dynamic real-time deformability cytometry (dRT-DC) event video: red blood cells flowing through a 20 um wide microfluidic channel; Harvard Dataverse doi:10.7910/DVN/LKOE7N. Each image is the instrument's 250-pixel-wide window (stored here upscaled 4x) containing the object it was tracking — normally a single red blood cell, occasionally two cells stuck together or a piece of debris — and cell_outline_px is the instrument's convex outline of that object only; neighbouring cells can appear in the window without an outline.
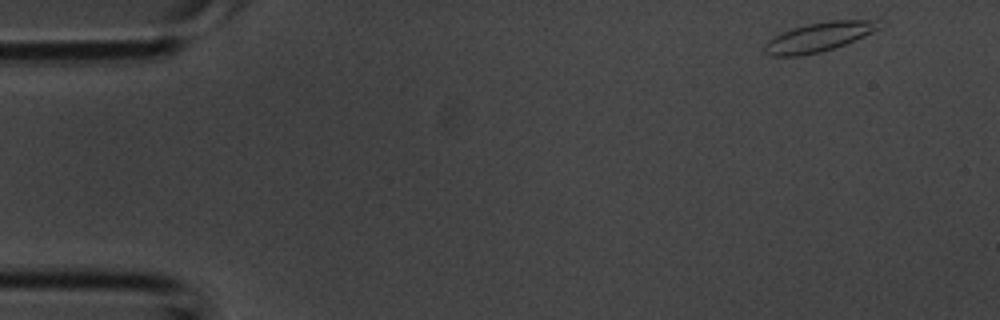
{"species": "common noctule bat (a hibernating species)", "species_latin": "Nyctalus noctula", "temperature_condition": "room temperature", "stored_images_in_passage": 4, "camera_frame_rate_fps": 3000, "um_per_image_px": 0.085, "animal": {"sex": "male", "body_mass_g": 20.1, "forearm_length_mm": 53.5}, "frame": {"image": 1, "passage_image": 1, "time_ms": 0.0, "image_size_px": [1000, 320], "cell_outline_px": [[880, 28], [872, 32], [844, 44], [820, 52], [800, 56], [772, 56], [764, 52], [764, 44], [768, 40], [792, 28], [808, 24], [832, 20], [876, 20]], "centroid_in_image_um": [69.55, 3.16], "position_along_channel_um": 15.5, "area_um2": 19.02}}